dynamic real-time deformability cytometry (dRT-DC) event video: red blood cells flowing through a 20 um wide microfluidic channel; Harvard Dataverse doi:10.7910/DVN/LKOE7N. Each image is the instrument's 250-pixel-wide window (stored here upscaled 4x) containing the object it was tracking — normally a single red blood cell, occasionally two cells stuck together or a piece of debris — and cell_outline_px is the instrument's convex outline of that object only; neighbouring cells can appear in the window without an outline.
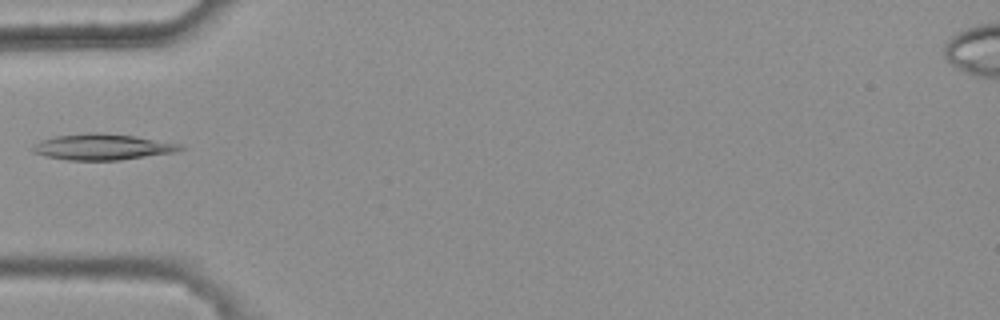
{"species": "common noctule bat (a hibernating species)", "species_latin": "Nyctalus noctula", "temperature_condition": "warm", "stored_images_in_passage": 3, "camera_frame_rate_fps": 3000, "um_per_image_px": 0.085, "animal": {"sex": "female", "body_mass_g": 25.1}, "frame": {"image": 1, "passage_image": 3, "time_ms": 0.667, "image_size_px": [1000, 320], "cell_outline_px": [[188, 148], [176, 152], [120, 160], [68, 160], [44, 156], [32, 152], [32, 148], [40, 140], [56, 136], [88, 132], [100, 132], [136, 136], [180, 144]], "centroid_in_image_um": [8.73, 12.48], "position_along_channel_um": 76.3, "area_um2": 22.48}}